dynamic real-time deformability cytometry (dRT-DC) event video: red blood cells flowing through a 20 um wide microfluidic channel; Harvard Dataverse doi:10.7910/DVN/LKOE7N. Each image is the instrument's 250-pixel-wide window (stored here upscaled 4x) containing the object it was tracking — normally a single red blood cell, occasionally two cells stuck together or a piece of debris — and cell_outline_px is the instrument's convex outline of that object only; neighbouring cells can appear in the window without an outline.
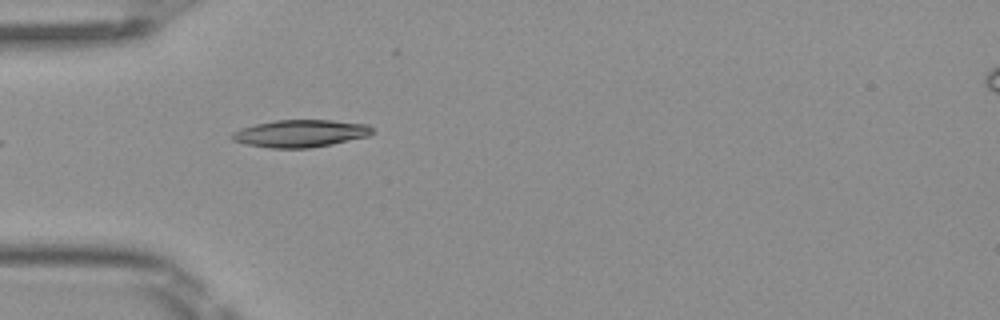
{"species": "Egyptian fruit bat (a non-hibernating species)", "species_latin": "Rousettus aegyptiacus", "temperature_condition": "room temperature", "stored_images_in_passage": 5, "camera_frame_rate_fps": 3000, "um_per_image_px": 0.085, "frame": {"image": 1, "passage_image": 1, "time_ms": 0.0, "image_size_px": [1000, 320], "cell_outline_px": [[372, 132], [368, 136], [332, 144], [308, 148], [268, 148], [244, 144], [232, 140], [228, 136], [232, 132], [240, 128], [256, 124], [276, 120], [332, 120], [368, 124], [372, 128]], "centroid_in_image_um": [25.48, 11.34], "position_along_channel_um": 59.5, "area_um2": 22.48}}